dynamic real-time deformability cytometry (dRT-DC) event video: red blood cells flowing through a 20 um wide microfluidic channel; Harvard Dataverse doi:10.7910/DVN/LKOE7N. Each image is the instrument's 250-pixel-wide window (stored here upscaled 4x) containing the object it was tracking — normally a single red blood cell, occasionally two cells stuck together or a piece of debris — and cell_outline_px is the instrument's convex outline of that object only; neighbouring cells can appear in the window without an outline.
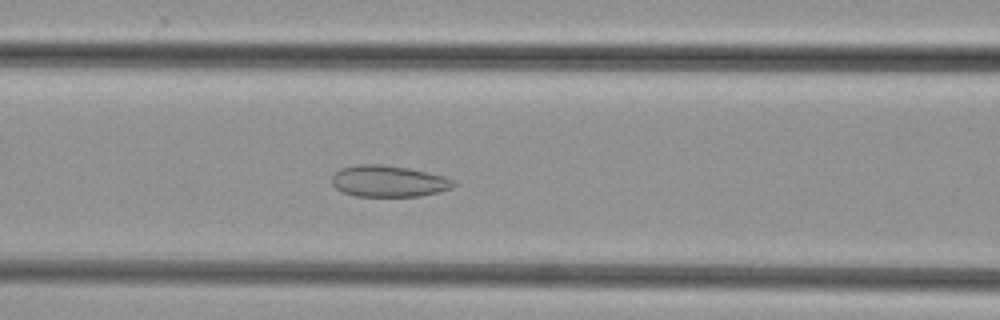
{"species": "common noctule bat (a hibernating species)", "species_latin": "Nyctalus noctula", "temperature_condition": "cold", "stored_images_in_passage": 48, "camera_frame_rate_fps": 3000, "um_per_image_px": 0.085, "animal": {"sex": "female", "body_mass_g": 29.2, "forearm_length_mm": 56.3}, "frame": {"image": 1, "passage_image": 18, "time_ms": 5.667, "image_size_px": [1000, 320], "cell_outline_px": [[456, 184], [452, 188], [420, 196], [356, 196], [344, 192], [336, 188], [332, 184], [332, 176], [340, 168], [356, 164], [380, 164], [408, 168], [444, 176], [456, 180]], "centroid_in_image_um": [33.03, 15.39], "position_along_channel_um": 133.6, "area_um2": 22.25}}
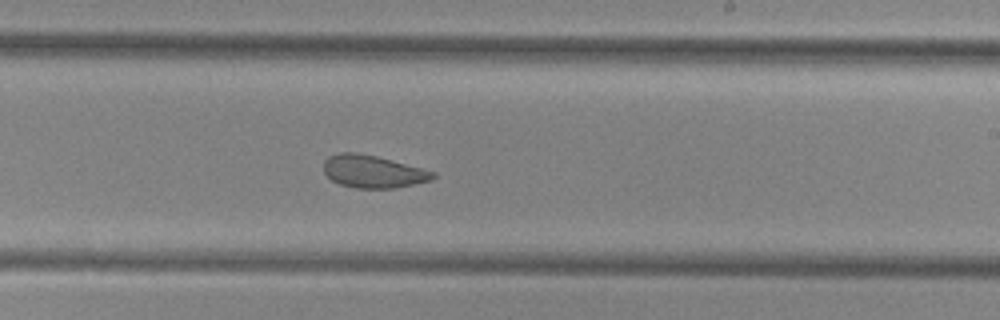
{"frame": {"image": 2, "passage_image": 27, "time_ms": 8.667, "image_size_px": [1000, 320], "cell_outline_px": [[436, 176], [432, 180], [396, 188], [356, 188], [340, 184], [332, 180], [324, 172], [324, 160], [328, 156], [340, 152], [356, 152], [376, 156], [436, 172]], "centroid_in_image_um": [31.7, 14.58], "position_along_channel_um": 257.3, "area_um2": 20.69}}
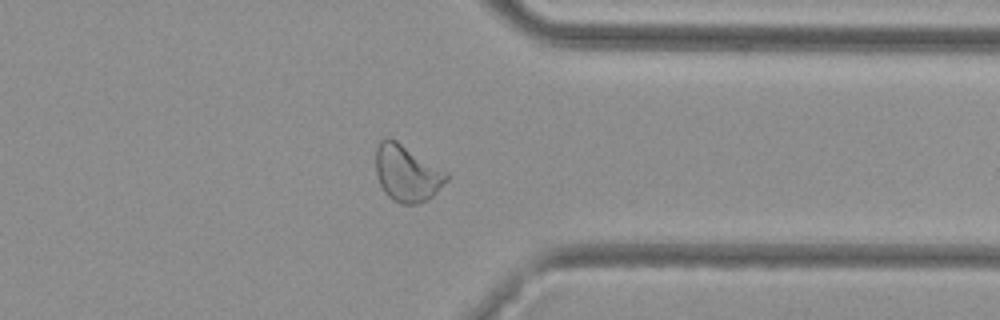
{"frame": {"image": 3, "passage_image": 36, "time_ms": 11.667, "image_size_px": [1000, 320], "cell_outline_px": [[452, 176], [432, 196], [420, 204], [400, 204], [392, 200], [384, 192], [380, 184], [376, 172], [376, 148], [380, 140], [384, 136], [388, 136], [396, 140], [448, 172]], "centroid_in_image_um": [34.6, 14.72], "position_along_channel_um": 376.8, "area_um2": 23.58}}